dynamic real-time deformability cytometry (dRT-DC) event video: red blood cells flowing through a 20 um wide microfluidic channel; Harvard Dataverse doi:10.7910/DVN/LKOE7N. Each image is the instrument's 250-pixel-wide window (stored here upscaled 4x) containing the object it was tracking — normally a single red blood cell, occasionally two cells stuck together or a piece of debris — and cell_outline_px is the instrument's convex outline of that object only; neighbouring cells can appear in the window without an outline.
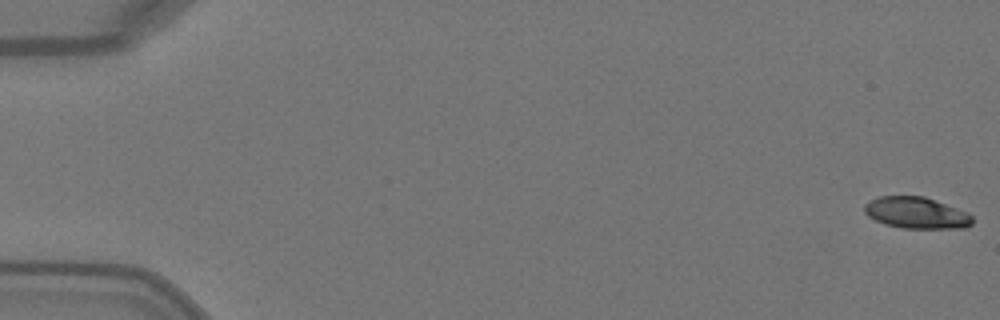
{"species": "Egyptian fruit bat (a non-hibernating species)", "species_latin": "Rousettus aegyptiacus", "temperature_condition": "warm", "stored_images_in_passage": 50, "camera_frame_rate_fps": 3000, "um_per_image_px": 0.085, "animal": {"sex": "female"}, "frame": {"image": 1, "passage_image": 1, "time_ms": 0.0, "image_size_px": [1000, 320], "cell_outline_px": [[972, 224], [964, 228], [900, 228], [884, 224], [868, 216], [864, 212], [864, 204], [868, 200], [880, 196], [924, 196], [968, 212], [972, 216]], "centroid_in_image_um": [77.87, 18.09], "position_along_channel_um": 7.1, "area_um2": 19.88}}
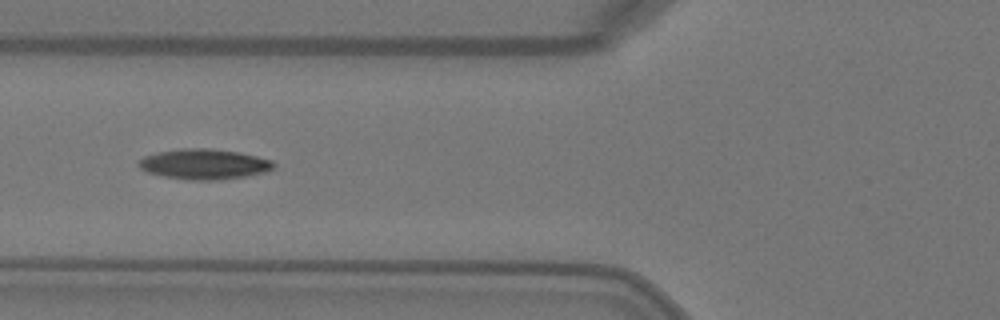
{"frame": {"image": 2, "passage_image": 20, "time_ms": 6.333, "image_size_px": [1000, 320], "cell_outline_px": [[276, 164], [272, 168], [264, 172], [244, 176], [220, 180], [192, 180], [164, 176], [148, 172], [140, 168], [136, 164], [136, 160], [144, 156], [160, 152], [180, 148], [208, 148], [240, 152], [272, 160]], "centroid_in_image_um": [17.32, 13.94], "position_along_channel_um": 108.5, "area_um2": 23.81}}
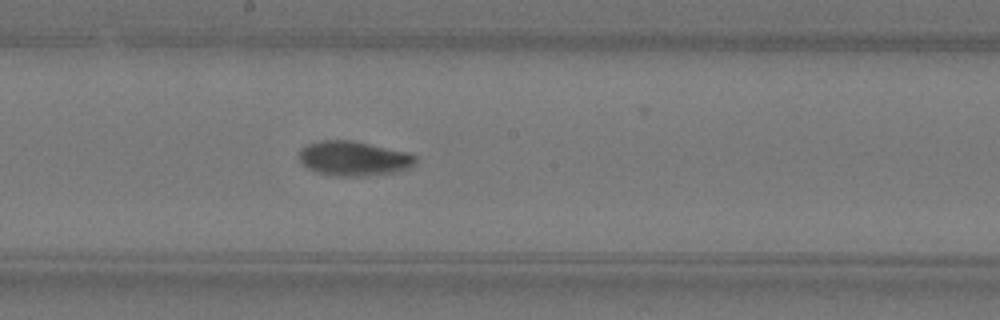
{"frame": {"image": 3, "passage_image": 28, "time_ms": 9.0, "image_size_px": [1000, 320], "cell_outline_px": [[416, 164], [412, 168], [396, 172], [368, 176], [328, 176], [316, 172], [308, 168], [300, 160], [300, 148], [308, 144], [320, 140], [352, 140], [408, 152], [416, 156]], "centroid_in_image_um": [30.1, 13.48], "position_along_channel_um": 218.1, "area_um2": 23.81}, "authors_computed_cell_mechanics": {"area_um2": 22.4264, "velocity_mm_per_s": 4.105, "shape_relaxation_time_tau1_ms": 3.924, "shape_relaxation_time_tau2_ms": 2.8339, "deformation_change_tau1": 0.1816, "deformation_change_tau2": 0.065}}